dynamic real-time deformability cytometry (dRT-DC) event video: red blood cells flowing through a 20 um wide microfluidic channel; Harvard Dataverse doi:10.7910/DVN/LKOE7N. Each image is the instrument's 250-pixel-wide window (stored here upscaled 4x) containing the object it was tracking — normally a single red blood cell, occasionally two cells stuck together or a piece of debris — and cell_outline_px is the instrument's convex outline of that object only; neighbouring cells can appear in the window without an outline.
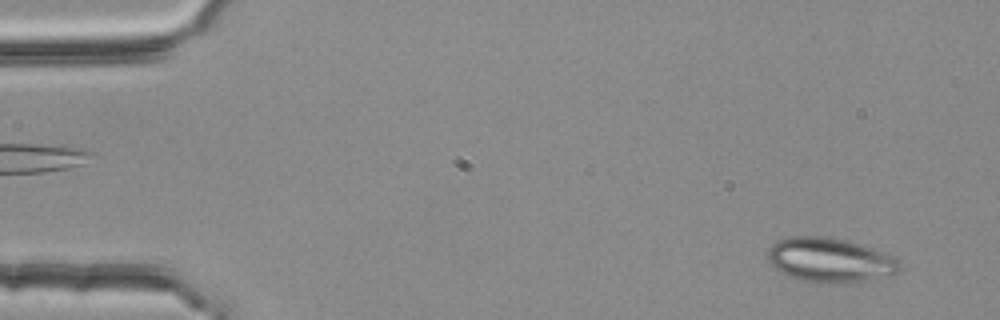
{"species": "common noctule bat (a hibernating species)", "species_latin": "Nyctalus noctula", "temperature_condition": "room temperature", "stored_images_in_passage": 51, "segment_of_instrument_passage": [1, 2], "camera_frame_rate_fps": 3000, "um_per_image_px": 0.085, "animal": {"sex": "female", "body_mass_g": 25.1}, "frame": {"image": 1, "passage_image": 3, "time_ms": 0.667, "image_size_px": [1000, 320], "cell_outline_px": [[900, 268], [896, 272], [888, 276], [832, 284], [804, 280], [788, 276], [780, 272], [768, 260], [764, 252], [772, 244], [780, 240], [792, 236], [820, 236], [844, 240], [872, 248], [884, 252], [892, 256], [900, 264]], "centroid_in_image_um": [70.48, 22.09], "position_along_channel_um": 14.5, "area_um2": 33.7}}